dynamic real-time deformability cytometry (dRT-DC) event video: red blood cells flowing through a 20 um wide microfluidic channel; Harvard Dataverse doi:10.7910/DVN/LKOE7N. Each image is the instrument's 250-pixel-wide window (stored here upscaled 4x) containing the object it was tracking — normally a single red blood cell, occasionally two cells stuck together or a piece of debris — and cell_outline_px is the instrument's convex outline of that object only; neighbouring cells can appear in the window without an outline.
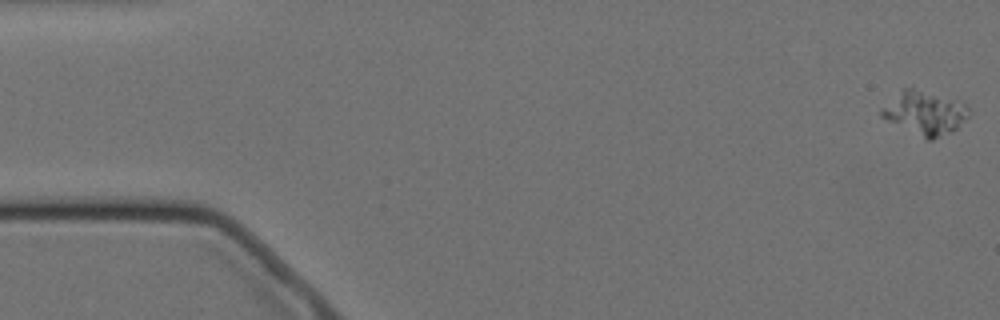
{"species": "Egyptian fruit bat (a non-hibernating species)", "species_latin": "Rousettus aegyptiacus", "temperature_condition": "cold", "stored_images_in_passage": 4, "segment_of_instrument_passage": [1, 2], "camera_frame_rate_fps": 3000, "um_per_image_px": 0.085, "animal": {"sex": "female"}, "frame": {"image": 1, "passage_image": 1, "time_ms": 0.0, "image_size_px": [1000, 320], "cell_outline_px": [[972, 112], [956, 128], [932, 140], [924, 140], [880, 116], [880, 108], [904, 88], [912, 84], [964, 104]], "centroid_in_image_um": [78.56, 9.56], "position_along_channel_um": 6.4, "area_um2": 22.37}}